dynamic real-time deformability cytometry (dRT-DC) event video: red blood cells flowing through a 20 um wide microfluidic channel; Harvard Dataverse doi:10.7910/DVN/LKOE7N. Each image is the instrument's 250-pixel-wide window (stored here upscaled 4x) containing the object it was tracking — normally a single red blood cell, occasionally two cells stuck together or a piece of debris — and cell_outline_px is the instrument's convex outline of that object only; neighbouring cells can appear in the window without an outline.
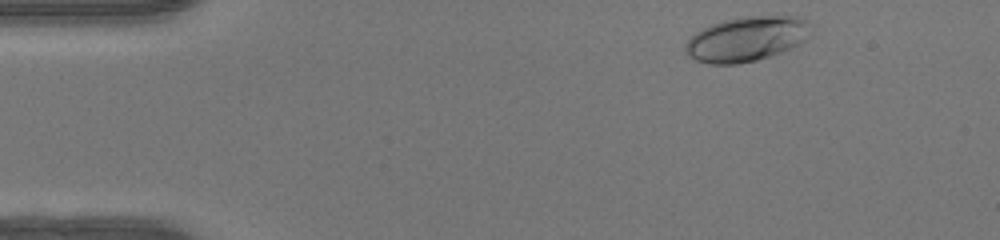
{"species": "human", "species_latin": "Homo sapiens", "temperature_condition": "warm", "stored_images_in_passage": 45, "camera_frame_rate_fps": 3000, "um_per_image_px": 0.085, "donor": {"sex": "female"}, "frame": {"image": 1, "passage_image": 2, "time_ms": 0.333, "image_size_px": [1000, 240], "cell_outline_px": [[812, 36], [800, 44], [792, 48], [756, 60], [736, 64], [708, 64], [696, 60], [688, 56], [684, 52], [684, 44], [696, 32], [712, 24], [724, 20], [748, 16], [796, 16], [808, 20], [812, 32]], "centroid_in_image_um": [63.49, 3.31], "position_along_channel_um": 21.5, "area_um2": 32.95}}
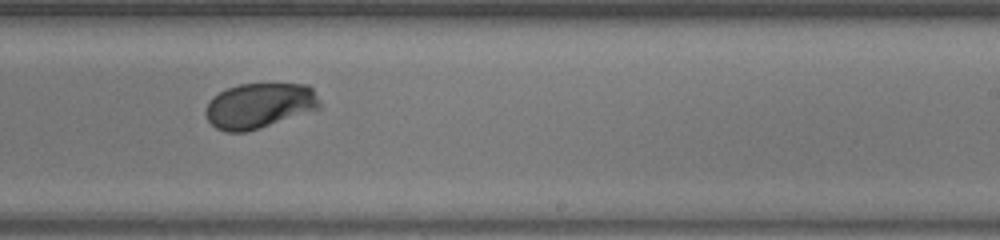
{"frame": {"image": 2, "passage_image": 26, "time_ms": 8.333, "image_size_px": [1000, 240], "cell_outline_px": [[320, 108], [260, 128], [244, 132], [228, 132], [216, 128], [208, 120], [204, 112], [208, 100], [220, 92], [228, 88], [240, 84], [308, 84], [312, 88], [320, 100]], "centroid_in_image_um": [22.03, 8.98], "position_along_channel_um": 267.0, "area_um2": 30.0}}
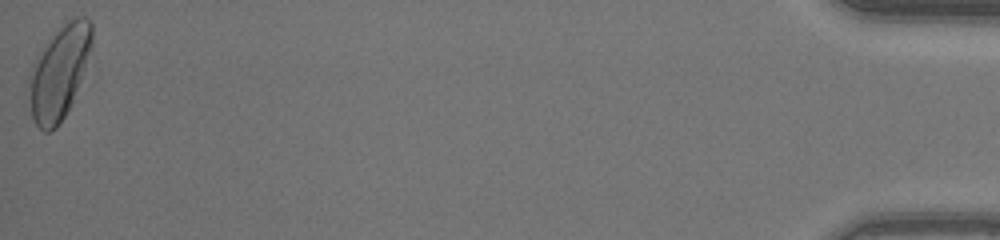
{"frame": {"image": 3, "passage_image": 45, "time_ms": 14.667, "image_size_px": [1000, 240], "cell_outline_px": [[92, 44], [72, 104], [56, 128], [48, 132], [44, 132], [36, 124], [32, 116], [28, 84], [28, 76], [32, 64], [40, 52], [52, 36], [68, 20], [76, 16], [84, 16], [92, 20]], "centroid_in_image_um": [5.03, 6.14], "position_along_channel_um": 430.2, "area_um2": 33.76}, "authors_computed_cell_mechanics": {"area_um2": 30.2872, "velocity_mm_per_s": 4.2095, "shape_relaxation_time_tau1_ms": 2.1988, "shape_relaxation_time_tau2_ms": null, "deformation_change_tau1": 0.1319, "deformation_change_tau2": null}}